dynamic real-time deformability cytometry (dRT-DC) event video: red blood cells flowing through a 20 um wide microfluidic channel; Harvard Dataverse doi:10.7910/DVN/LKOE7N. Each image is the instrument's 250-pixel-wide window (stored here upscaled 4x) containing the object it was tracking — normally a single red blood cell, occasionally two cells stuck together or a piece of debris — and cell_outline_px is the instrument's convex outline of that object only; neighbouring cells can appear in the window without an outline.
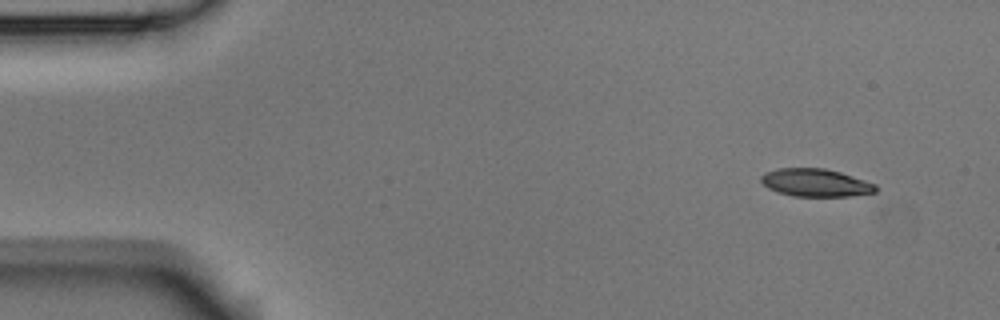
{"species": "Egyptian fruit bat (a non-hibernating species)", "species_latin": "Rousettus aegyptiacus", "temperature_condition": "room temperature", "stored_images_in_passage": 5, "segment_of_instrument_passage": [2, 2], "camera_frame_rate_fps": 3000, "um_per_image_px": 0.085, "animal": {"sex": "male"}, "frame": {"image": 1, "passage_image": 5, "time_ms": 1.333, "image_size_px": [1000, 320], "cell_outline_px": [[876, 192], [848, 196], [792, 196], [776, 192], [768, 188], [760, 180], [760, 176], [764, 172], [780, 168], [824, 168], [840, 172], [876, 184]], "centroid_in_image_um": [69.28, 15.53], "position_along_channel_um": 15.7, "area_um2": 18.55}}